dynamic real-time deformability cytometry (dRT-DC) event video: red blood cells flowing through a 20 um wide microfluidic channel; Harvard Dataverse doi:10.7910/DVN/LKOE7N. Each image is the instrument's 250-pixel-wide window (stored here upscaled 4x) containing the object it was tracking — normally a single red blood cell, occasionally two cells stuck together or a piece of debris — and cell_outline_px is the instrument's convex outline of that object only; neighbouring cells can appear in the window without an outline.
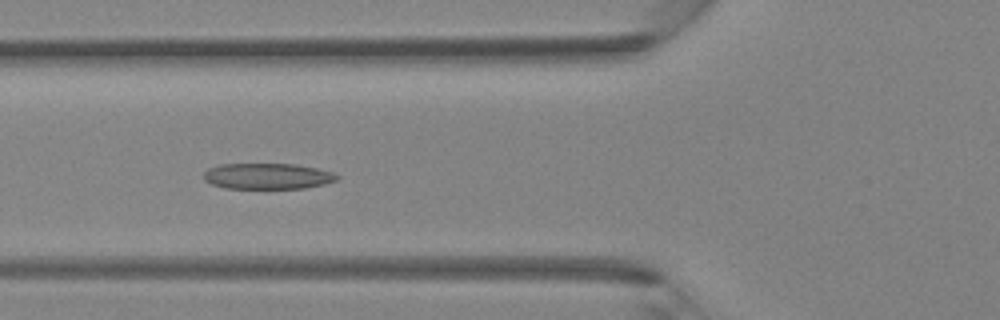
{"species": "Egyptian fruit bat (a non-hibernating species)", "species_latin": "Rousettus aegyptiacus", "temperature_condition": "room temperature", "stored_images_in_passage": 36, "camera_frame_rate_fps": 3000, "um_per_image_px": 0.085, "animal": {"sex": "female"}, "frame": {"image": 1, "passage_image": 15, "time_ms": 4.667, "image_size_px": [1000, 320], "cell_outline_px": [[340, 176], [336, 180], [324, 184], [304, 188], [224, 188], [212, 184], [204, 180], [204, 172], [208, 168], [220, 164], [296, 164], [316, 168], [332, 172]], "centroid_in_image_um": [22.72, 14.97], "position_along_channel_um": 103.1, "area_um2": 20.06}}
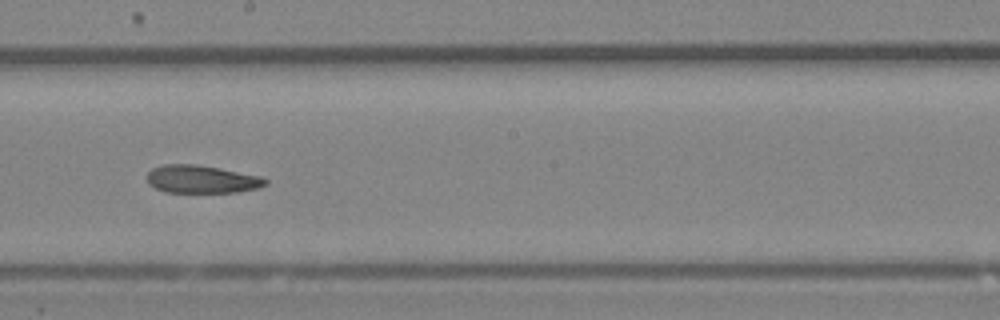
{"frame": {"image": 2, "passage_image": 23, "time_ms": 7.333, "image_size_px": [1000, 320], "cell_outline_px": [[268, 184], [260, 188], [236, 192], [164, 192], [148, 184], [148, 172], [152, 168], [164, 164], [196, 164], [260, 176], [268, 180]], "centroid_in_image_um": [17.14, 15.24], "position_along_channel_um": 231.1, "area_um2": 19.19}}
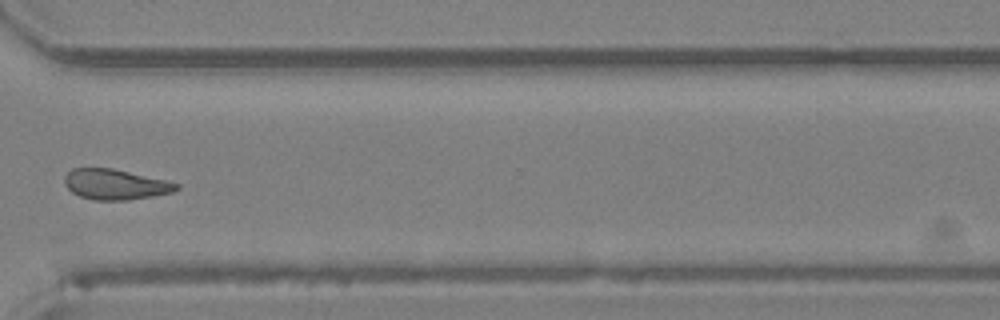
{"frame": {"image": 3, "passage_image": 31, "time_ms": 10.0, "image_size_px": [1000, 320], "cell_outline_px": [[180, 188], [172, 192], [152, 196], [128, 200], [92, 200], [80, 196], [72, 192], [64, 184], [64, 176], [72, 168], [112, 168], [164, 180], [180, 184]], "centroid_in_image_um": [9.77, 15.68], "position_along_channel_um": 360.8, "area_um2": 19.71}}